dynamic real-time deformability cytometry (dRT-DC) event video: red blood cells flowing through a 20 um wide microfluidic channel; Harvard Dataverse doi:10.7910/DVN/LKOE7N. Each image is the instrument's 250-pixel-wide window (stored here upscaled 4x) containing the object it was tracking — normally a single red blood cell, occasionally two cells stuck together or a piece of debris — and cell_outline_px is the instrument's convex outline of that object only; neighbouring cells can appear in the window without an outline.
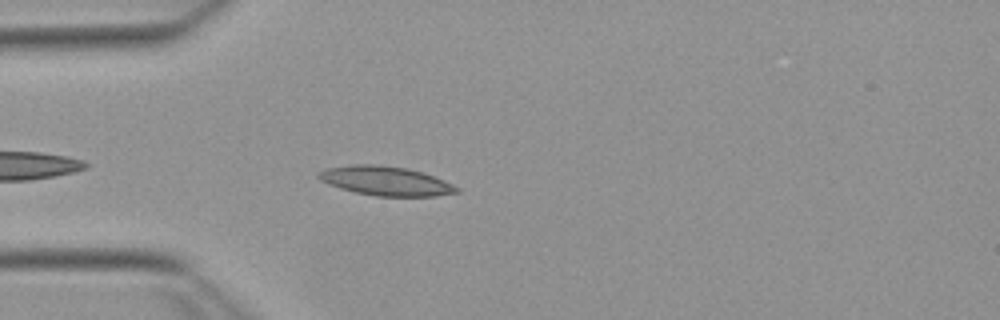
{"species": "Egyptian fruit bat (a non-hibernating species)", "species_latin": "Rousettus aegyptiacus", "temperature_condition": "warm", "stored_images_in_passage": 23, "camera_frame_rate_fps": 3000, "um_per_image_px": 0.085, "animal": {"sex": "female"}, "frame": {"image": 1, "passage_image": 5, "time_ms": 1.333, "image_size_px": [1000, 320], "cell_outline_px": [[460, 192], [436, 196], [376, 196], [356, 192], [340, 188], [328, 184], [320, 180], [316, 176], [320, 172], [328, 168], [352, 164], [372, 164], [408, 168], [432, 176], [452, 184], [460, 188]], "centroid_in_image_um": [32.78, 15.38], "position_along_channel_um": 52.2, "area_um2": 23.29}}
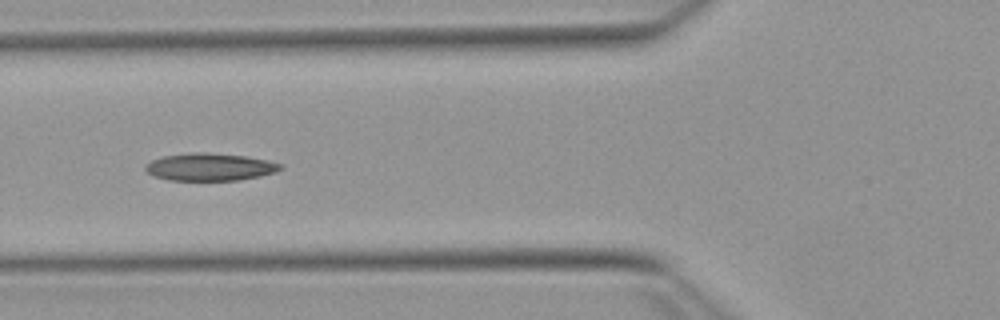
{"frame": {"image": 2, "passage_image": 10, "time_ms": 3.0, "image_size_px": [1000, 320], "cell_outline_px": [[284, 168], [276, 172], [260, 176], [240, 180], [168, 180], [156, 176], [148, 172], [144, 168], [144, 164], [152, 160], [164, 156], [192, 152], [208, 152], [244, 156], [268, 160], [280, 164]], "centroid_in_image_um": [17.85, 14.19], "position_along_channel_um": 108.0, "area_um2": 21.62}}
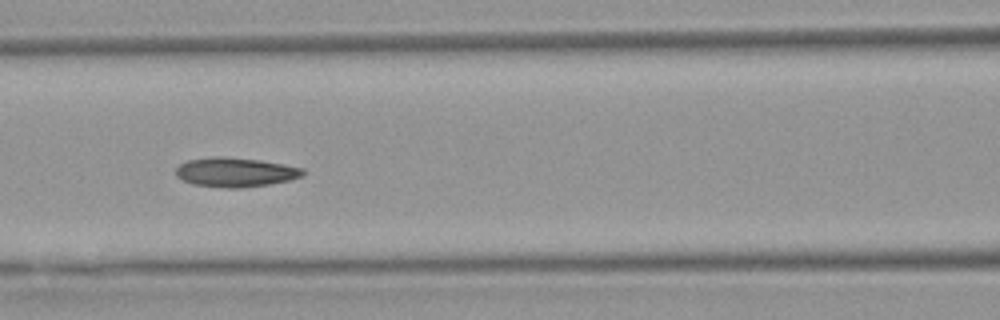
{"frame": {"image": 3, "passage_image": 13, "time_ms": 4.0, "image_size_px": [1000, 320], "cell_outline_px": [[304, 176], [288, 180], [268, 184], [240, 188], [228, 188], [192, 184], [176, 176], [176, 168], [180, 164], [188, 160], [212, 156], [224, 156], [260, 160], [284, 164], [304, 168]], "centroid_in_image_um": [20.01, 14.63], "position_along_channel_um": 146.6, "area_um2": 21.73}}